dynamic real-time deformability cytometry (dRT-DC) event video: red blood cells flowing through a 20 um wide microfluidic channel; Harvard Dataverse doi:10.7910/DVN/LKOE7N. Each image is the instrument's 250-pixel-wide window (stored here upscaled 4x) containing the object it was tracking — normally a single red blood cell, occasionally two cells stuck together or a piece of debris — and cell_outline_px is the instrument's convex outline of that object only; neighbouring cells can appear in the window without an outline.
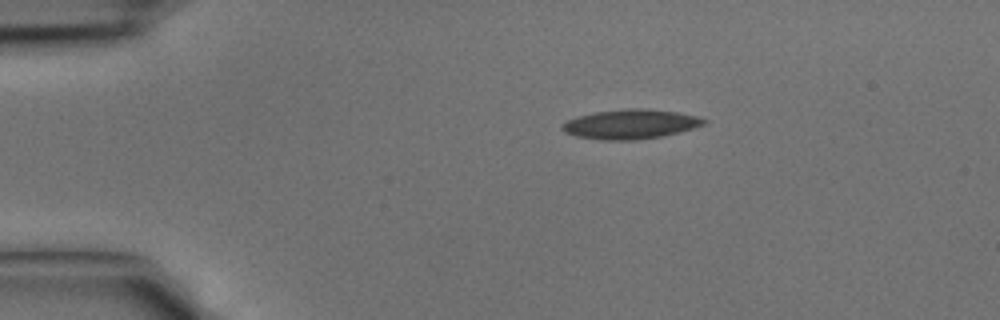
{"species": "common noctule bat (a hibernating species)", "species_latin": "Nyctalus noctula", "temperature_condition": "cold", "stored_images_in_passage": 35, "camera_frame_rate_fps": 3000, "um_per_image_px": 0.085, "animal": {"sex": "male", "body_mass_g": 15.6}, "frame": {"image": 1, "passage_image": 1, "time_ms": 0.0, "image_size_px": [1000, 320], "cell_outline_px": [[708, 120], [704, 124], [680, 132], [664, 136], [636, 140], [600, 140], [576, 136], [564, 132], [560, 128], [560, 124], [576, 116], [596, 112], [628, 108], [644, 108], [676, 112], [696, 116]], "centroid_in_image_um": [53.56, 10.56], "position_along_channel_um": 31.4, "area_um2": 24.45}}
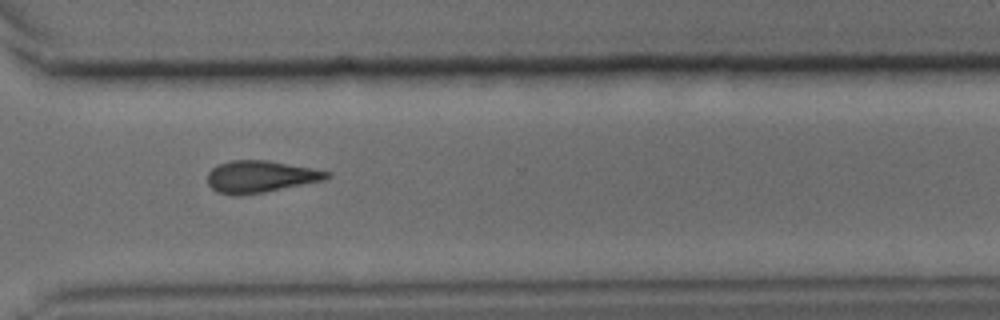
{"frame": {"image": 2, "passage_image": 24, "time_ms": 7.667, "image_size_px": [1000, 320], "cell_outline_px": [[332, 176], [324, 180], [264, 192], [240, 196], [232, 196], [216, 192], [208, 184], [208, 172], [212, 168], [220, 164], [232, 160], [268, 160], [312, 168], [332, 172]], "centroid_in_image_um": [22.13, 15.02], "position_along_channel_um": 348.5, "area_um2": 22.31}}
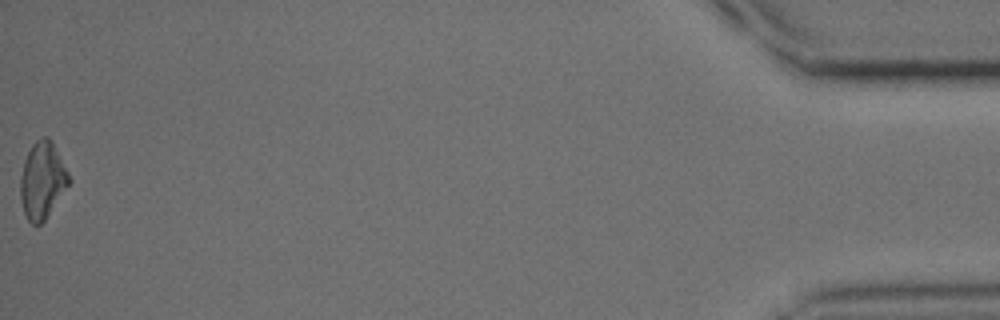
{"frame": {"image": 3, "passage_image": 35, "time_ms": 11.333, "image_size_px": [1000, 320], "cell_outline_px": [[72, 180], [44, 220], [40, 224], [32, 224], [28, 220], [24, 212], [20, 196], [20, 176], [24, 160], [32, 144], [36, 140], [44, 136], [48, 136], [52, 140]], "centroid_in_image_um": [3.6, 15.3], "position_along_channel_um": 431.6, "area_um2": 21.62}}